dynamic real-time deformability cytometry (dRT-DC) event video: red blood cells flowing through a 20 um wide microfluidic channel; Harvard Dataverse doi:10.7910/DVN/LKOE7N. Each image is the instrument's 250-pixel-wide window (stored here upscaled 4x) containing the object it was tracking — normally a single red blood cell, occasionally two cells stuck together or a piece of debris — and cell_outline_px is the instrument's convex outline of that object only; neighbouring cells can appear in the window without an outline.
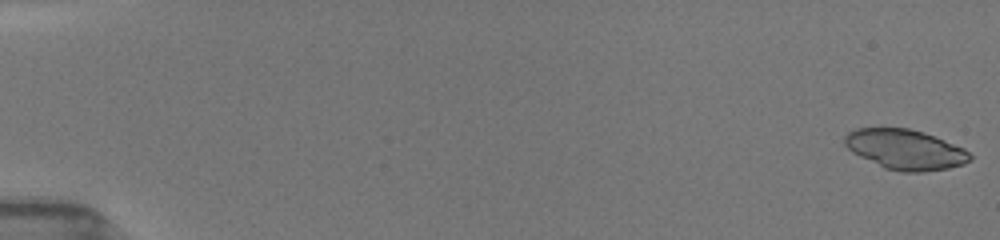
{"species": "common noctule bat (a hibernating species)", "species_latin": "Nyctalus noctula", "temperature_condition": "room temperature", "stored_images_in_passage": 52, "camera_frame_rate_fps": 3000, "um_per_image_px": 0.085, "animal": {"sex": "female", "body_mass_g": 19.5, "forearm_length_mm": 54.1}, "frame": {"image": 1, "passage_image": 1, "time_ms": 0.0, "image_size_px": [1000, 240], "cell_outline_px": [[972, 160], [964, 164], [948, 168], [924, 172], [900, 172], [884, 168], [852, 152], [844, 144], [844, 136], [848, 132], [856, 128], [908, 128], [924, 132], [964, 148], [972, 156]], "centroid_in_image_um": [76.95, 12.71], "position_along_channel_um": 8.1, "area_um2": 29.3}}
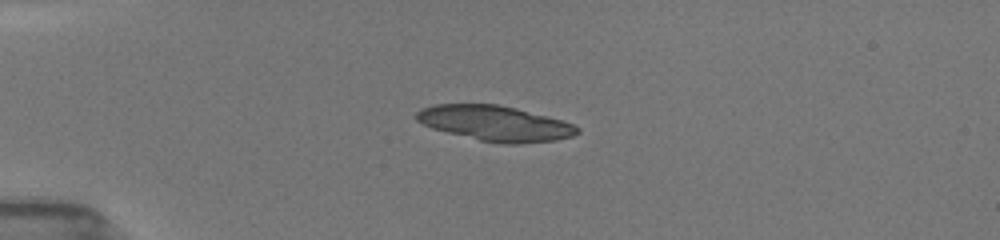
{"frame": {"image": 2, "passage_image": 14, "time_ms": 4.333, "image_size_px": [1000, 240], "cell_outline_px": [[580, 132], [572, 136], [556, 140], [520, 144], [504, 144], [480, 140], [432, 128], [416, 120], [416, 112], [420, 108], [432, 104], [496, 104], [516, 108], [560, 120], [572, 124], [580, 128]], "centroid_in_image_um": [42.07, 10.48], "position_along_channel_um": 42.9, "area_um2": 32.83}, "authors_computed_cell_mechanics": {"area_um2": 29.767, "velocity_mm_per_s": 3.9598, "shape_relaxation_time_tau1_ms": 0.9087, "shape_relaxation_time_tau2_ms": 4.9384, "deformation_change_tau1": 0.2706, "deformation_change_tau2": 0.1224}}